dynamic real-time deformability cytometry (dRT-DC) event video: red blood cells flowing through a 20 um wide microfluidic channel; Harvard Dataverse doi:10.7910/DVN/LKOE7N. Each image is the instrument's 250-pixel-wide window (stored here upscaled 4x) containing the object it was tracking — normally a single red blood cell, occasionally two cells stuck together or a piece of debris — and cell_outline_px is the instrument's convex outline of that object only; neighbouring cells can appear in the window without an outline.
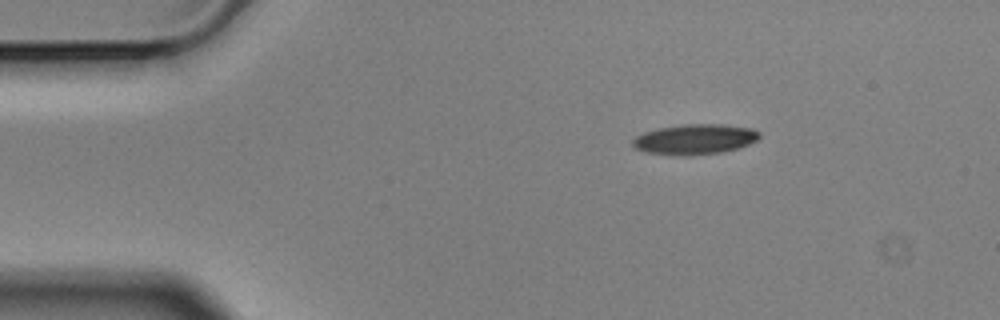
{"species": "Egyptian fruit bat (a non-hibernating species)", "species_latin": "Rousettus aegyptiacus", "temperature_condition": "cold", "stored_images_in_passage": 4, "camera_frame_rate_fps": 3000, "um_per_image_px": 0.085, "animal": {"sex": "male"}, "frame": {"image": 1, "passage_image": 1, "time_ms": 0.0, "image_size_px": [1000, 320], "cell_outline_px": [[760, 136], [756, 140], [740, 148], [724, 152], [684, 156], [644, 152], [632, 148], [632, 140], [636, 136], [644, 132], [660, 128], [684, 124], [720, 124], [752, 128], [760, 132]], "centroid_in_image_um": [59.05, 11.84], "position_along_channel_um": 26.0, "area_um2": 22.48}}
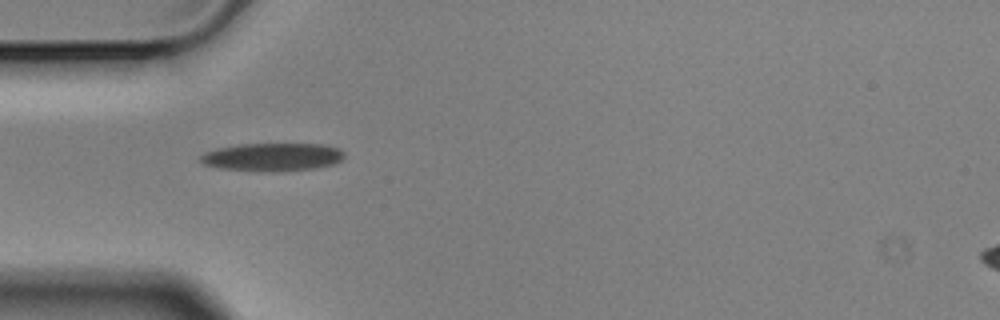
{"frame": {"image": 2, "passage_image": 3, "time_ms": 0.667, "image_size_px": [1000, 320], "cell_outline_px": [[344, 156], [336, 164], [316, 168], [276, 172], [272, 172], [220, 168], [204, 164], [200, 160], [200, 156], [204, 152], [216, 148], [240, 144], [320, 144], [336, 148], [344, 152]], "centroid_in_image_um": [23.15, 13.35], "position_along_channel_um": 61.9, "area_um2": 23.52}}
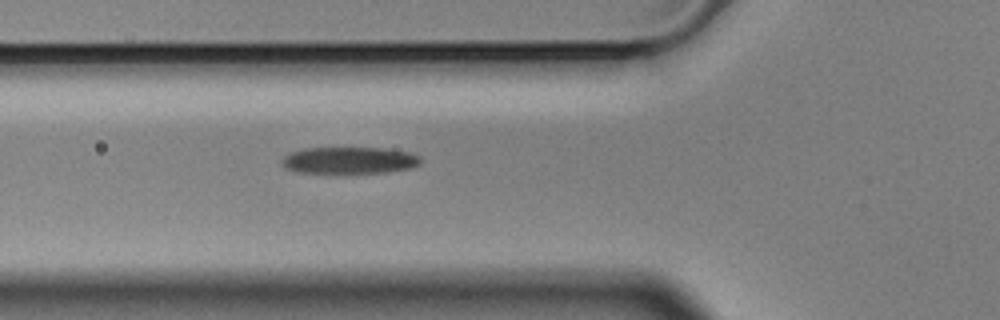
{"frame": {"image": 3, "passage_image": 4, "time_ms": 1.0, "image_size_px": [1000, 320], "cell_outline_px": [[420, 164], [412, 168], [388, 172], [296, 172], [284, 168], [280, 164], [280, 160], [288, 152], [304, 148], [384, 148], [412, 152], [420, 156]], "centroid_in_image_um": [29.67, 13.61], "position_along_channel_um": 96.1, "area_um2": 21.79}}